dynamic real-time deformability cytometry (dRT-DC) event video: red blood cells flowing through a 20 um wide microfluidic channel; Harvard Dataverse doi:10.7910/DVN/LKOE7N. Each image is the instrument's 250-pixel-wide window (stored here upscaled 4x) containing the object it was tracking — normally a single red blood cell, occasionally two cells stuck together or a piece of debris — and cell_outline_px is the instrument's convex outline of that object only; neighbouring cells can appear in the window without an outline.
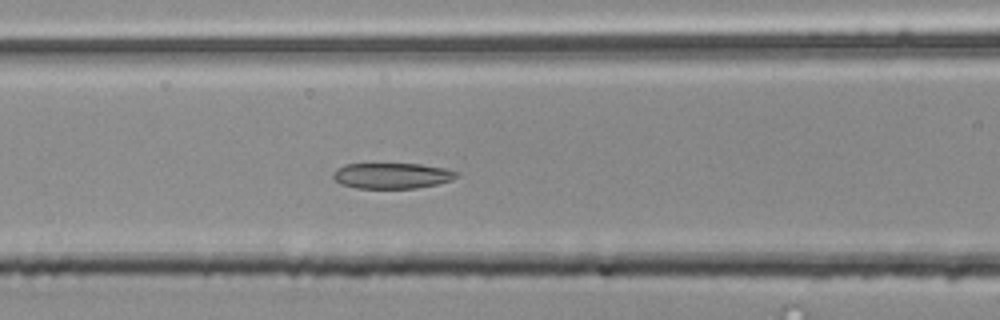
{"species": "common noctule bat (a hibernating species)", "species_latin": "Nyctalus noctula", "temperature_condition": "room temperature", "stored_images_in_passage": 41, "camera_frame_rate_fps": 3000, "um_per_image_px": 0.085, "animal": {"sex": "male", "body_mass_g": 20.4}, "frame": {"image": 1, "passage_image": 9, "time_ms": 2.667, "image_size_px": [1000, 320], "cell_outline_px": [[460, 176], [452, 180], [436, 184], [416, 188], [356, 188], [340, 184], [332, 176], [332, 172], [336, 168], [344, 164], [420, 164], [444, 168], [460, 172]], "centroid_in_image_um": [33.32, 14.93], "position_along_channel_um": 133.3, "area_um2": 18.61}}
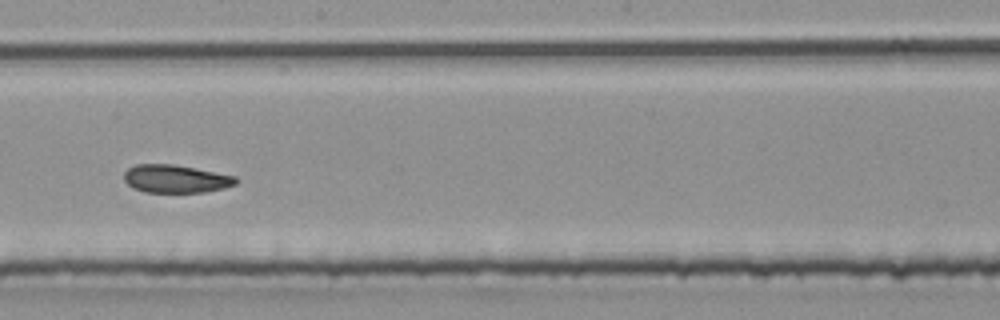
{"frame": {"image": 2, "passage_image": 17, "time_ms": 5.333, "image_size_px": [1000, 320], "cell_outline_px": [[240, 180], [236, 184], [224, 188], [204, 192], [144, 192], [132, 188], [124, 180], [124, 172], [128, 168], [136, 164], [172, 164], [196, 168], [236, 176]], "centroid_in_image_um": [14.94, 15.2], "position_along_channel_um": 233.3, "area_um2": 18.38}}
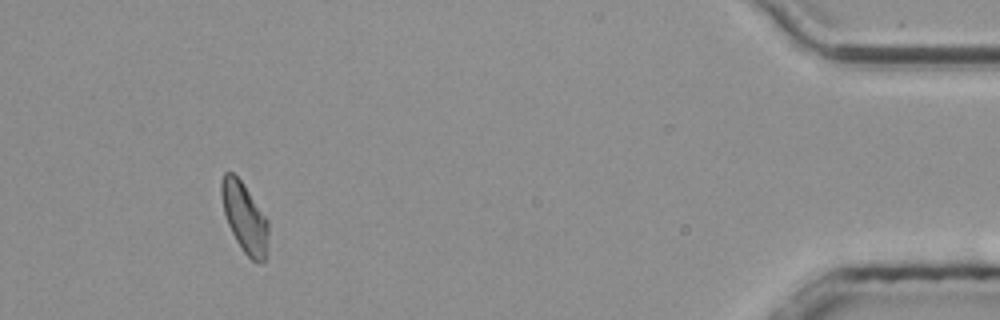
{"frame": {"image": 3, "passage_image": 37, "time_ms": 12.0, "image_size_px": [1000, 320], "cell_outline_px": [[268, 232], [264, 260], [252, 260], [244, 252], [236, 240], [228, 224], [224, 212], [220, 192], [220, 180], [224, 172], [232, 172], [240, 180], [268, 220]], "centroid_in_image_um": [20.75, 18.44], "position_along_channel_um": 414.5, "area_um2": 18.55}}